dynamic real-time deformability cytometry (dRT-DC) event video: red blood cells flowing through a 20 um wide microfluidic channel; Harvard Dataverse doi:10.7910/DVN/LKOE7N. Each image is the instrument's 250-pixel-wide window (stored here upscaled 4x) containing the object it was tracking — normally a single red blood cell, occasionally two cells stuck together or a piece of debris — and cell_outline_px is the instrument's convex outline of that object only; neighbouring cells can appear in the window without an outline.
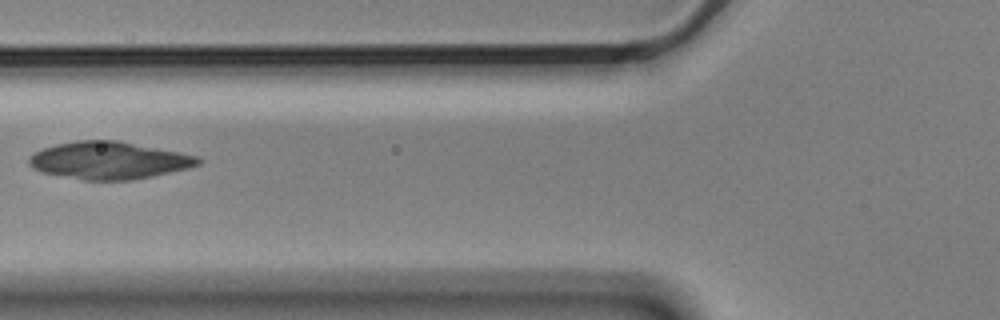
{"species": "Egyptian fruit bat (a non-hibernating species)", "species_latin": "Rousettus aegyptiacus", "temperature_condition": "cold", "stored_images_in_passage": 7, "camera_frame_rate_fps": 3000, "um_per_image_px": 0.085, "animal": {"sex": "male"}, "frame": {"image": 1, "passage_image": 4, "time_ms": 1.0, "image_size_px": [1000, 320], "cell_outline_px": [[200, 164], [188, 168], [152, 176], [132, 180], [84, 180], [40, 172], [32, 168], [28, 164], [28, 156], [44, 148], [56, 144], [76, 140], [116, 140], [196, 156], [200, 160]], "centroid_in_image_um": [9.19, 13.64], "position_along_channel_um": 116.6, "area_um2": 36.53}}
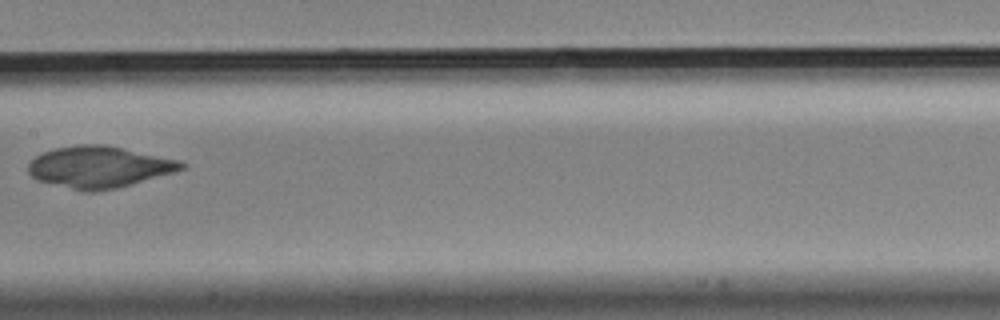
{"frame": {"image": 2, "passage_image": 6, "time_ms": 1.667, "image_size_px": [1000, 320], "cell_outline_px": [[188, 164], [184, 168], [176, 172], [116, 188], [96, 192], [84, 192], [36, 180], [28, 172], [28, 164], [36, 156], [44, 152], [56, 148], [80, 144], [104, 144], [180, 160]], "centroid_in_image_um": [8.44, 14.2], "position_along_channel_um": 199.0, "area_um2": 37.17}}
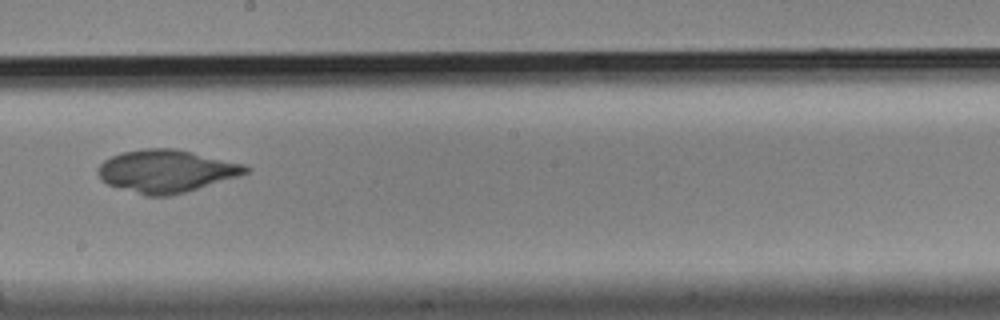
{"frame": {"image": 3, "passage_image": 7, "time_ms": 2.0, "image_size_px": [1000, 320], "cell_outline_px": [[252, 168], [248, 172], [240, 176], [184, 192], [168, 196], [144, 196], [108, 184], [100, 180], [96, 172], [96, 168], [104, 160], [120, 152], [144, 148], [176, 148], [244, 164]], "centroid_in_image_um": [14.11, 14.54], "position_along_channel_um": 234.1, "area_um2": 36.88}}